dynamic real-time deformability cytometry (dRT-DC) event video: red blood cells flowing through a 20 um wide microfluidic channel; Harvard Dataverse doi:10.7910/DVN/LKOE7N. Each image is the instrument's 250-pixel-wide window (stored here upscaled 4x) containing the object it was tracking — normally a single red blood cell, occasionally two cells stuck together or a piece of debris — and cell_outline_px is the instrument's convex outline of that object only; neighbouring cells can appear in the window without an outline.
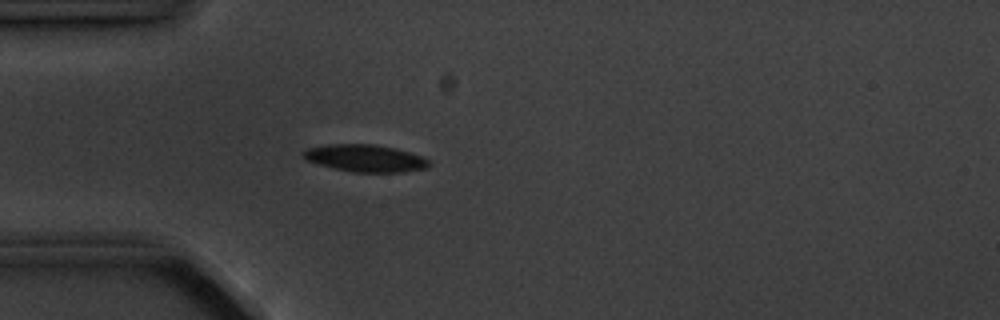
{"species": "common noctule bat (a hibernating species)", "species_latin": "Nyctalus noctula", "temperature_condition": "cold", "stored_images_in_passage": 1, "camera_frame_rate_fps": 3000, "um_per_image_px": 0.085, "animal": {"sex": "male", "body_mass_g": 20.1, "forearm_length_mm": 53.5}, "frame": {"image": 1, "passage_image": 1, "time_ms": 0.0, "image_size_px": [1000, 320], "cell_outline_px": [[428, 168], [404, 172], [352, 172], [332, 168], [304, 160], [300, 152], [308, 148], [328, 144], [376, 144], [396, 148], [420, 156], [428, 160]], "centroid_in_image_um": [30.98, 13.45], "position_along_channel_um": 54.0, "area_um2": 20.06}}